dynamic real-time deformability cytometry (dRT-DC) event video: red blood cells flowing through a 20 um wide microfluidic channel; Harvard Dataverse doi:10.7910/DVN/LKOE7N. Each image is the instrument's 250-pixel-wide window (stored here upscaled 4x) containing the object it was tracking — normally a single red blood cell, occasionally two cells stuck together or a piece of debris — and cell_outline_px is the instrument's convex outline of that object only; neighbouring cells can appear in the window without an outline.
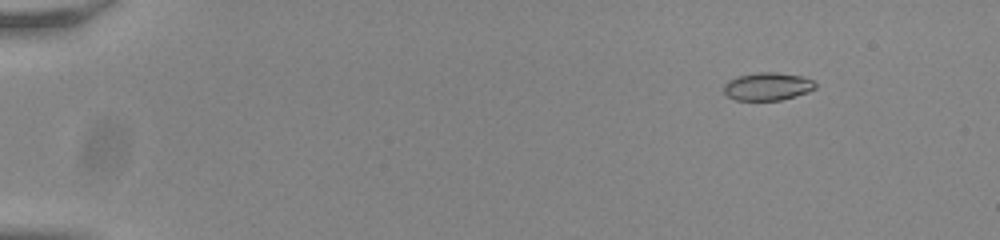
{"species": "common noctule bat (a hibernating species)", "species_latin": "Nyctalus noctula", "temperature_condition": "room temperature", "stored_images_in_passage": 54, "camera_frame_rate_fps": 3000, "um_per_image_px": 0.085, "animal": {"sex": "male", "body_mass_g": 20.0, "forearm_length_mm": 53.3}, "frame": {"image": 1, "passage_image": 5, "time_ms": 1.333, "image_size_px": [1000, 240], "cell_outline_px": [[816, 88], [808, 92], [780, 100], [736, 100], [728, 96], [724, 92], [724, 84], [728, 80], [740, 76], [756, 72], [776, 72], [800, 76], [812, 80], [816, 84]], "centroid_in_image_um": [65.23, 7.35], "position_along_channel_um": 19.8, "area_um2": 14.74}}
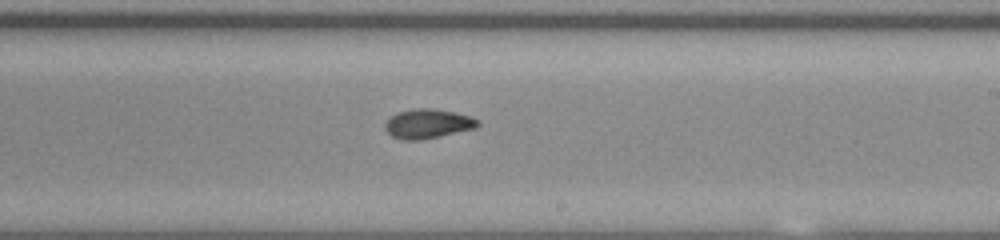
{"frame": {"image": 2, "passage_image": 33, "time_ms": 10.667, "image_size_px": [1000, 240], "cell_outline_px": [[480, 124], [476, 128], [440, 136], [420, 140], [400, 140], [392, 136], [384, 128], [384, 124], [396, 112], [416, 108], [432, 108], [452, 112], [468, 116], [480, 120]], "centroid_in_image_um": [36.35, 10.52], "position_along_channel_um": 252.7, "area_um2": 15.84}}
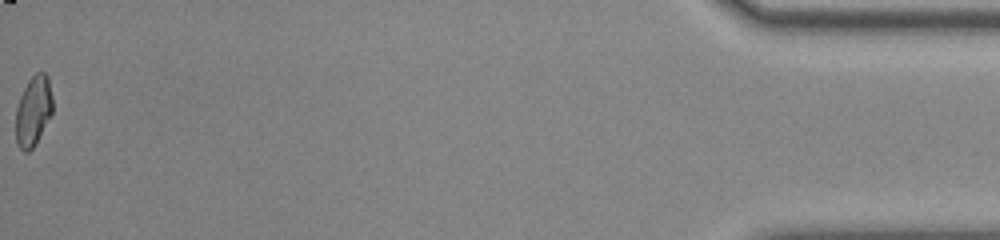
{"frame": {"image": 3, "passage_image": 54, "time_ms": 17.667, "image_size_px": [1000, 240], "cell_outline_px": [[52, 112], [32, 148], [28, 152], [24, 152], [16, 144], [16, 108], [20, 96], [28, 80], [36, 72], [44, 72], [48, 76], [52, 96]], "centroid_in_image_um": [2.81, 9.4], "position_along_channel_um": 432.4, "area_um2": 14.85}, "authors_computed_cell_mechanics": {"area_um2": 15.2881, "velocity_mm_per_s": 3.8177, "shape_relaxation_time_tau1_ms": 7.1635, "shape_relaxation_time_tau2_ms": 2.3495, "deformation_change_tau1": 0.2058, "deformation_change_tau2": 0.052}}